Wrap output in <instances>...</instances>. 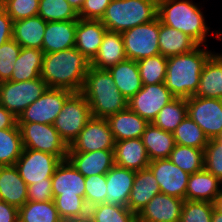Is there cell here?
<instances>
[{
  "label": "cell",
  "instance_id": "6da1fadb",
  "mask_svg": "<svg viewBox=\"0 0 222 222\" xmlns=\"http://www.w3.org/2000/svg\"><path fill=\"white\" fill-rule=\"evenodd\" d=\"M89 68L90 60L72 47L44 54L41 78L48 88L81 92Z\"/></svg>",
  "mask_w": 222,
  "mask_h": 222
},
{
  "label": "cell",
  "instance_id": "7a4b0ae2",
  "mask_svg": "<svg viewBox=\"0 0 222 222\" xmlns=\"http://www.w3.org/2000/svg\"><path fill=\"white\" fill-rule=\"evenodd\" d=\"M208 45H198L192 51L167 58L164 84L175 98H190L197 92L201 72L214 53Z\"/></svg>",
  "mask_w": 222,
  "mask_h": 222
},
{
  "label": "cell",
  "instance_id": "3957f363",
  "mask_svg": "<svg viewBox=\"0 0 222 222\" xmlns=\"http://www.w3.org/2000/svg\"><path fill=\"white\" fill-rule=\"evenodd\" d=\"M81 93L88 101L93 117L107 118L128 108V100L120 93L107 69L90 66Z\"/></svg>",
  "mask_w": 222,
  "mask_h": 222
},
{
  "label": "cell",
  "instance_id": "277c9868",
  "mask_svg": "<svg viewBox=\"0 0 222 222\" xmlns=\"http://www.w3.org/2000/svg\"><path fill=\"white\" fill-rule=\"evenodd\" d=\"M192 0H158L160 22L191 37L198 45H207L210 32L202 10Z\"/></svg>",
  "mask_w": 222,
  "mask_h": 222
},
{
  "label": "cell",
  "instance_id": "5b68a950",
  "mask_svg": "<svg viewBox=\"0 0 222 222\" xmlns=\"http://www.w3.org/2000/svg\"><path fill=\"white\" fill-rule=\"evenodd\" d=\"M158 0H111L100 20L108 31L123 33L157 18Z\"/></svg>",
  "mask_w": 222,
  "mask_h": 222
},
{
  "label": "cell",
  "instance_id": "8992f818",
  "mask_svg": "<svg viewBox=\"0 0 222 222\" xmlns=\"http://www.w3.org/2000/svg\"><path fill=\"white\" fill-rule=\"evenodd\" d=\"M88 101L81 92H73L67 99L53 126L70 146L92 118Z\"/></svg>",
  "mask_w": 222,
  "mask_h": 222
},
{
  "label": "cell",
  "instance_id": "52a82bcc",
  "mask_svg": "<svg viewBox=\"0 0 222 222\" xmlns=\"http://www.w3.org/2000/svg\"><path fill=\"white\" fill-rule=\"evenodd\" d=\"M23 148L53 154L62 161L67 159L69 146L59 135L53 124L17 123Z\"/></svg>",
  "mask_w": 222,
  "mask_h": 222
},
{
  "label": "cell",
  "instance_id": "ba28073f",
  "mask_svg": "<svg viewBox=\"0 0 222 222\" xmlns=\"http://www.w3.org/2000/svg\"><path fill=\"white\" fill-rule=\"evenodd\" d=\"M47 88L41 77L21 82L10 80L0 82V106L18 118Z\"/></svg>",
  "mask_w": 222,
  "mask_h": 222
},
{
  "label": "cell",
  "instance_id": "9c48e42d",
  "mask_svg": "<svg viewBox=\"0 0 222 222\" xmlns=\"http://www.w3.org/2000/svg\"><path fill=\"white\" fill-rule=\"evenodd\" d=\"M127 59L138 61L160 54L158 17L121 33Z\"/></svg>",
  "mask_w": 222,
  "mask_h": 222
},
{
  "label": "cell",
  "instance_id": "30bf717a",
  "mask_svg": "<svg viewBox=\"0 0 222 222\" xmlns=\"http://www.w3.org/2000/svg\"><path fill=\"white\" fill-rule=\"evenodd\" d=\"M61 159L53 154L23 148L22 153L15 163L20 177L28 185L46 182L51 179Z\"/></svg>",
  "mask_w": 222,
  "mask_h": 222
},
{
  "label": "cell",
  "instance_id": "8fae6325",
  "mask_svg": "<svg viewBox=\"0 0 222 222\" xmlns=\"http://www.w3.org/2000/svg\"><path fill=\"white\" fill-rule=\"evenodd\" d=\"M72 93L66 89L47 88L35 102L20 114L17 123L53 124L66 99Z\"/></svg>",
  "mask_w": 222,
  "mask_h": 222
},
{
  "label": "cell",
  "instance_id": "7c38bea8",
  "mask_svg": "<svg viewBox=\"0 0 222 222\" xmlns=\"http://www.w3.org/2000/svg\"><path fill=\"white\" fill-rule=\"evenodd\" d=\"M187 114L208 139L222 133V100L192 96L187 98Z\"/></svg>",
  "mask_w": 222,
  "mask_h": 222
},
{
  "label": "cell",
  "instance_id": "4fadbf2b",
  "mask_svg": "<svg viewBox=\"0 0 222 222\" xmlns=\"http://www.w3.org/2000/svg\"><path fill=\"white\" fill-rule=\"evenodd\" d=\"M174 98L164 83L143 85L140 91L128 100V108L152 123L159 111Z\"/></svg>",
  "mask_w": 222,
  "mask_h": 222
},
{
  "label": "cell",
  "instance_id": "5bb4252c",
  "mask_svg": "<svg viewBox=\"0 0 222 222\" xmlns=\"http://www.w3.org/2000/svg\"><path fill=\"white\" fill-rule=\"evenodd\" d=\"M114 146L115 140L106 118L92 117L69 146L68 152L114 150Z\"/></svg>",
  "mask_w": 222,
  "mask_h": 222
},
{
  "label": "cell",
  "instance_id": "9a60e30c",
  "mask_svg": "<svg viewBox=\"0 0 222 222\" xmlns=\"http://www.w3.org/2000/svg\"><path fill=\"white\" fill-rule=\"evenodd\" d=\"M152 171L161 193L186 200V190L190 174L173 164L169 158L150 161Z\"/></svg>",
  "mask_w": 222,
  "mask_h": 222
},
{
  "label": "cell",
  "instance_id": "2e32d148",
  "mask_svg": "<svg viewBox=\"0 0 222 222\" xmlns=\"http://www.w3.org/2000/svg\"><path fill=\"white\" fill-rule=\"evenodd\" d=\"M184 201L160 192L137 214V222H180Z\"/></svg>",
  "mask_w": 222,
  "mask_h": 222
},
{
  "label": "cell",
  "instance_id": "e0dca14e",
  "mask_svg": "<svg viewBox=\"0 0 222 222\" xmlns=\"http://www.w3.org/2000/svg\"><path fill=\"white\" fill-rule=\"evenodd\" d=\"M51 180L53 197L85 199V177L67 159L57 166Z\"/></svg>",
  "mask_w": 222,
  "mask_h": 222
},
{
  "label": "cell",
  "instance_id": "ac0fdd59",
  "mask_svg": "<svg viewBox=\"0 0 222 222\" xmlns=\"http://www.w3.org/2000/svg\"><path fill=\"white\" fill-rule=\"evenodd\" d=\"M67 160L84 176L106 174L114 165V150L68 152Z\"/></svg>",
  "mask_w": 222,
  "mask_h": 222
},
{
  "label": "cell",
  "instance_id": "d6986e66",
  "mask_svg": "<svg viewBox=\"0 0 222 222\" xmlns=\"http://www.w3.org/2000/svg\"><path fill=\"white\" fill-rule=\"evenodd\" d=\"M136 171L114 165L106 173V202L127 207Z\"/></svg>",
  "mask_w": 222,
  "mask_h": 222
},
{
  "label": "cell",
  "instance_id": "ffe728a7",
  "mask_svg": "<svg viewBox=\"0 0 222 222\" xmlns=\"http://www.w3.org/2000/svg\"><path fill=\"white\" fill-rule=\"evenodd\" d=\"M77 20L47 22L42 51L44 54L75 47Z\"/></svg>",
  "mask_w": 222,
  "mask_h": 222
},
{
  "label": "cell",
  "instance_id": "44dd1931",
  "mask_svg": "<svg viewBox=\"0 0 222 222\" xmlns=\"http://www.w3.org/2000/svg\"><path fill=\"white\" fill-rule=\"evenodd\" d=\"M114 163L134 171L148 168L150 159L141 138L115 142Z\"/></svg>",
  "mask_w": 222,
  "mask_h": 222
},
{
  "label": "cell",
  "instance_id": "7402d4cb",
  "mask_svg": "<svg viewBox=\"0 0 222 222\" xmlns=\"http://www.w3.org/2000/svg\"><path fill=\"white\" fill-rule=\"evenodd\" d=\"M106 31V27L100 20L79 18L75 34V48L91 61L97 54Z\"/></svg>",
  "mask_w": 222,
  "mask_h": 222
},
{
  "label": "cell",
  "instance_id": "603a6c76",
  "mask_svg": "<svg viewBox=\"0 0 222 222\" xmlns=\"http://www.w3.org/2000/svg\"><path fill=\"white\" fill-rule=\"evenodd\" d=\"M115 142L141 138L149 122L129 108L106 118Z\"/></svg>",
  "mask_w": 222,
  "mask_h": 222
},
{
  "label": "cell",
  "instance_id": "cb8c5ba5",
  "mask_svg": "<svg viewBox=\"0 0 222 222\" xmlns=\"http://www.w3.org/2000/svg\"><path fill=\"white\" fill-rule=\"evenodd\" d=\"M160 192V186L149 168L136 171L127 207L137 215Z\"/></svg>",
  "mask_w": 222,
  "mask_h": 222
},
{
  "label": "cell",
  "instance_id": "d4e9b609",
  "mask_svg": "<svg viewBox=\"0 0 222 222\" xmlns=\"http://www.w3.org/2000/svg\"><path fill=\"white\" fill-rule=\"evenodd\" d=\"M27 187L15 165L0 166V200L20 208L27 202Z\"/></svg>",
  "mask_w": 222,
  "mask_h": 222
},
{
  "label": "cell",
  "instance_id": "484cf974",
  "mask_svg": "<svg viewBox=\"0 0 222 222\" xmlns=\"http://www.w3.org/2000/svg\"><path fill=\"white\" fill-rule=\"evenodd\" d=\"M194 96L222 100V52H214L207 60Z\"/></svg>",
  "mask_w": 222,
  "mask_h": 222
},
{
  "label": "cell",
  "instance_id": "4316f807",
  "mask_svg": "<svg viewBox=\"0 0 222 222\" xmlns=\"http://www.w3.org/2000/svg\"><path fill=\"white\" fill-rule=\"evenodd\" d=\"M127 59L121 33L106 31L101 46L90 66L96 69H108Z\"/></svg>",
  "mask_w": 222,
  "mask_h": 222
},
{
  "label": "cell",
  "instance_id": "83f0119b",
  "mask_svg": "<svg viewBox=\"0 0 222 222\" xmlns=\"http://www.w3.org/2000/svg\"><path fill=\"white\" fill-rule=\"evenodd\" d=\"M120 93L129 100L143 87L137 61L125 59L107 69Z\"/></svg>",
  "mask_w": 222,
  "mask_h": 222
},
{
  "label": "cell",
  "instance_id": "f1b7e54d",
  "mask_svg": "<svg viewBox=\"0 0 222 222\" xmlns=\"http://www.w3.org/2000/svg\"><path fill=\"white\" fill-rule=\"evenodd\" d=\"M222 188V181L204 168L190 174L186 190V200L213 203Z\"/></svg>",
  "mask_w": 222,
  "mask_h": 222
},
{
  "label": "cell",
  "instance_id": "f546056e",
  "mask_svg": "<svg viewBox=\"0 0 222 222\" xmlns=\"http://www.w3.org/2000/svg\"><path fill=\"white\" fill-rule=\"evenodd\" d=\"M47 21L39 15L13 22V39L21 46L42 50Z\"/></svg>",
  "mask_w": 222,
  "mask_h": 222
},
{
  "label": "cell",
  "instance_id": "4dcf8cb0",
  "mask_svg": "<svg viewBox=\"0 0 222 222\" xmlns=\"http://www.w3.org/2000/svg\"><path fill=\"white\" fill-rule=\"evenodd\" d=\"M158 43L160 54L166 58L192 51L198 44L188 35L164 25L159 20Z\"/></svg>",
  "mask_w": 222,
  "mask_h": 222
},
{
  "label": "cell",
  "instance_id": "1f68e13d",
  "mask_svg": "<svg viewBox=\"0 0 222 222\" xmlns=\"http://www.w3.org/2000/svg\"><path fill=\"white\" fill-rule=\"evenodd\" d=\"M150 161L169 158L176 143L172 132L164 131L152 123L146 127L141 136Z\"/></svg>",
  "mask_w": 222,
  "mask_h": 222
},
{
  "label": "cell",
  "instance_id": "d6a6232c",
  "mask_svg": "<svg viewBox=\"0 0 222 222\" xmlns=\"http://www.w3.org/2000/svg\"><path fill=\"white\" fill-rule=\"evenodd\" d=\"M44 52L36 48L22 47L14 63L10 81L21 82L41 77Z\"/></svg>",
  "mask_w": 222,
  "mask_h": 222
},
{
  "label": "cell",
  "instance_id": "836d02e7",
  "mask_svg": "<svg viewBox=\"0 0 222 222\" xmlns=\"http://www.w3.org/2000/svg\"><path fill=\"white\" fill-rule=\"evenodd\" d=\"M187 116V99L174 98L159 111L152 124L173 133Z\"/></svg>",
  "mask_w": 222,
  "mask_h": 222
},
{
  "label": "cell",
  "instance_id": "e575fe53",
  "mask_svg": "<svg viewBox=\"0 0 222 222\" xmlns=\"http://www.w3.org/2000/svg\"><path fill=\"white\" fill-rule=\"evenodd\" d=\"M61 220L53 200L27 201L18 208V222H60Z\"/></svg>",
  "mask_w": 222,
  "mask_h": 222
},
{
  "label": "cell",
  "instance_id": "d590c367",
  "mask_svg": "<svg viewBox=\"0 0 222 222\" xmlns=\"http://www.w3.org/2000/svg\"><path fill=\"white\" fill-rule=\"evenodd\" d=\"M87 222H137V215L128 207L100 203L89 208Z\"/></svg>",
  "mask_w": 222,
  "mask_h": 222
},
{
  "label": "cell",
  "instance_id": "8d00e7d4",
  "mask_svg": "<svg viewBox=\"0 0 222 222\" xmlns=\"http://www.w3.org/2000/svg\"><path fill=\"white\" fill-rule=\"evenodd\" d=\"M23 150L18 124L14 128L0 130V166H13Z\"/></svg>",
  "mask_w": 222,
  "mask_h": 222
},
{
  "label": "cell",
  "instance_id": "74e56055",
  "mask_svg": "<svg viewBox=\"0 0 222 222\" xmlns=\"http://www.w3.org/2000/svg\"><path fill=\"white\" fill-rule=\"evenodd\" d=\"M169 159L183 171L193 174L204 168V150L195 147L175 145Z\"/></svg>",
  "mask_w": 222,
  "mask_h": 222
},
{
  "label": "cell",
  "instance_id": "f35d334b",
  "mask_svg": "<svg viewBox=\"0 0 222 222\" xmlns=\"http://www.w3.org/2000/svg\"><path fill=\"white\" fill-rule=\"evenodd\" d=\"M173 137L177 145L203 150L209 142L203 130L188 116L174 130Z\"/></svg>",
  "mask_w": 222,
  "mask_h": 222
},
{
  "label": "cell",
  "instance_id": "ab89813d",
  "mask_svg": "<svg viewBox=\"0 0 222 222\" xmlns=\"http://www.w3.org/2000/svg\"><path fill=\"white\" fill-rule=\"evenodd\" d=\"M143 85L164 83L167 72V58L159 54L137 61Z\"/></svg>",
  "mask_w": 222,
  "mask_h": 222
},
{
  "label": "cell",
  "instance_id": "60d3db41",
  "mask_svg": "<svg viewBox=\"0 0 222 222\" xmlns=\"http://www.w3.org/2000/svg\"><path fill=\"white\" fill-rule=\"evenodd\" d=\"M38 15L47 22L79 19L77 11L67 0H39Z\"/></svg>",
  "mask_w": 222,
  "mask_h": 222
},
{
  "label": "cell",
  "instance_id": "b9f144b4",
  "mask_svg": "<svg viewBox=\"0 0 222 222\" xmlns=\"http://www.w3.org/2000/svg\"><path fill=\"white\" fill-rule=\"evenodd\" d=\"M58 215L62 220L86 222L89 207L82 197H54Z\"/></svg>",
  "mask_w": 222,
  "mask_h": 222
},
{
  "label": "cell",
  "instance_id": "7bdbcfd3",
  "mask_svg": "<svg viewBox=\"0 0 222 222\" xmlns=\"http://www.w3.org/2000/svg\"><path fill=\"white\" fill-rule=\"evenodd\" d=\"M213 210L211 202L185 200L180 222H211Z\"/></svg>",
  "mask_w": 222,
  "mask_h": 222
},
{
  "label": "cell",
  "instance_id": "ee69618b",
  "mask_svg": "<svg viewBox=\"0 0 222 222\" xmlns=\"http://www.w3.org/2000/svg\"><path fill=\"white\" fill-rule=\"evenodd\" d=\"M21 49L13 38L0 46V82L11 79Z\"/></svg>",
  "mask_w": 222,
  "mask_h": 222
},
{
  "label": "cell",
  "instance_id": "f6af8a7d",
  "mask_svg": "<svg viewBox=\"0 0 222 222\" xmlns=\"http://www.w3.org/2000/svg\"><path fill=\"white\" fill-rule=\"evenodd\" d=\"M2 8L13 21L38 15L39 0H2Z\"/></svg>",
  "mask_w": 222,
  "mask_h": 222
},
{
  "label": "cell",
  "instance_id": "bcb514c9",
  "mask_svg": "<svg viewBox=\"0 0 222 222\" xmlns=\"http://www.w3.org/2000/svg\"><path fill=\"white\" fill-rule=\"evenodd\" d=\"M106 174L85 177V201L87 206L106 202Z\"/></svg>",
  "mask_w": 222,
  "mask_h": 222
},
{
  "label": "cell",
  "instance_id": "7dc6e473",
  "mask_svg": "<svg viewBox=\"0 0 222 222\" xmlns=\"http://www.w3.org/2000/svg\"><path fill=\"white\" fill-rule=\"evenodd\" d=\"M204 169L222 181V142L209 139L204 149Z\"/></svg>",
  "mask_w": 222,
  "mask_h": 222
},
{
  "label": "cell",
  "instance_id": "c3c4849f",
  "mask_svg": "<svg viewBox=\"0 0 222 222\" xmlns=\"http://www.w3.org/2000/svg\"><path fill=\"white\" fill-rule=\"evenodd\" d=\"M111 0H85L78 12L80 19L101 20Z\"/></svg>",
  "mask_w": 222,
  "mask_h": 222
},
{
  "label": "cell",
  "instance_id": "681fc988",
  "mask_svg": "<svg viewBox=\"0 0 222 222\" xmlns=\"http://www.w3.org/2000/svg\"><path fill=\"white\" fill-rule=\"evenodd\" d=\"M52 180L34 183L27 187V201L45 202L53 200Z\"/></svg>",
  "mask_w": 222,
  "mask_h": 222
},
{
  "label": "cell",
  "instance_id": "f907efd6",
  "mask_svg": "<svg viewBox=\"0 0 222 222\" xmlns=\"http://www.w3.org/2000/svg\"><path fill=\"white\" fill-rule=\"evenodd\" d=\"M13 22L7 12L0 8V46L12 39Z\"/></svg>",
  "mask_w": 222,
  "mask_h": 222
},
{
  "label": "cell",
  "instance_id": "816d5d0a",
  "mask_svg": "<svg viewBox=\"0 0 222 222\" xmlns=\"http://www.w3.org/2000/svg\"><path fill=\"white\" fill-rule=\"evenodd\" d=\"M0 222H18V208L0 200Z\"/></svg>",
  "mask_w": 222,
  "mask_h": 222
},
{
  "label": "cell",
  "instance_id": "f5cc1de1",
  "mask_svg": "<svg viewBox=\"0 0 222 222\" xmlns=\"http://www.w3.org/2000/svg\"><path fill=\"white\" fill-rule=\"evenodd\" d=\"M17 125V118L5 107L0 106V130L14 128Z\"/></svg>",
  "mask_w": 222,
  "mask_h": 222
},
{
  "label": "cell",
  "instance_id": "db71d44e",
  "mask_svg": "<svg viewBox=\"0 0 222 222\" xmlns=\"http://www.w3.org/2000/svg\"><path fill=\"white\" fill-rule=\"evenodd\" d=\"M214 209L222 213V188L213 201Z\"/></svg>",
  "mask_w": 222,
  "mask_h": 222
},
{
  "label": "cell",
  "instance_id": "11a10c76",
  "mask_svg": "<svg viewBox=\"0 0 222 222\" xmlns=\"http://www.w3.org/2000/svg\"><path fill=\"white\" fill-rule=\"evenodd\" d=\"M67 1L78 13L81 10V7L85 0H67Z\"/></svg>",
  "mask_w": 222,
  "mask_h": 222
},
{
  "label": "cell",
  "instance_id": "9f6ffc18",
  "mask_svg": "<svg viewBox=\"0 0 222 222\" xmlns=\"http://www.w3.org/2000/svg\"><path fill=\"white\" fill-rule=\"evenodd\" d=\"M211 222H222V213H220L214 209L213 213H212V221Z\"/></svg>",
  "mask_w": 222,
  "mask_h": 222
},
{
  "label": "cell",
  "instance_id": "6f0895ef",
  "mask_svg": "<svg viewBox=\"0 0 222 222\" xmlns=\"http://www.w3.org/2000/svg\"><path fill=\"white\" fill-rule=\"evenodd\" d=\"M215 35H213V36H215L214 38H216L217 40H222V32H219L218 30H216L215 32Z\"/></svg>",
  "mask_w": 222,
  "mask_h": 222
},
{
  "label": "cell",
  "instance_id": "680465c9",
  "mask_svg": "<svg viewBox=\"0 0 222 222\" xmlns=\"http://www.w3.org/2000/svg\"><path fill=\"white\" fill-rule=\"evenodd\" d=\"M60 222H77L75 220H61Z\"/></svg>",
  "mask_w": 222,
  "mask_h": 222
},
{
  "label": "cell",
  "instance_id": "91938a15",
  "mask_svg": "<svg viewBox=\"0 0 222 222\" xmlns=\"http://www.w3.org/2000/svg\"><path fill=\"white\" fill-rule=\"evenodd\" d=\"M217 139L222 142V133L217 137Z\"/></svg>",
  "mask_w": 222,
  "mask_h": 222
},
{
  "label": "cell",
  "instance_id": "94428289",
  "mask_svg": "<svg viewBox=\"0 0 222 222\" xmlns=\"http://www.w3.org/2000/svg\"><path fill=\"white\" fill-rule=\"evenodd\" d=\"M0 8H2V0H0Z\"/></svg>",
  "mask_w": 222,
  "mask_h": 222
}]
</instances>
